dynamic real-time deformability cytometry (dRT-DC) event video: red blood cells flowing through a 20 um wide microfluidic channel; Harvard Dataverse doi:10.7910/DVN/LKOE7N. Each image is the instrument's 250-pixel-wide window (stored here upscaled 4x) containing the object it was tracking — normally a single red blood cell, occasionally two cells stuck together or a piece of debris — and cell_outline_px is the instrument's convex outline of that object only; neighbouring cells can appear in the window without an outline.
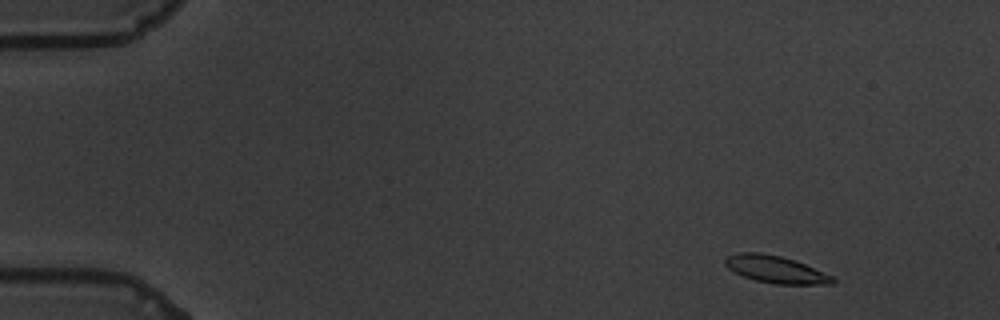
{"species": "common noctule bat (a hibernating species)", "species_latin": "Nyctalus noctula", "temperature_condition": "warm", "stored_images_in_passage": 57, "camera_frame_rate_fps": 3000, "um_per_image_px": 0.085, "animal": {"sex": "male", "body_mass_g": 19.5, "forearm_length_mm": 54.6}, "frame": {"image": 1, "passage_image": 4, "time_ms": 1.0, "image_size_px": [1000, 320], "cell_outline_px": [[836, 280], [832, 284], [776, 284], [756, 280], [744, 276], [728, 268], [724, 264], [724, 260], [728, 256], [740, 252], [760, 252], [780, 256], [804, 264], [832, 276]], "centroid_in_image_um": [65.91, 22.9], "position_along_channel_um": 19.1, "area_um2": 16.7}}
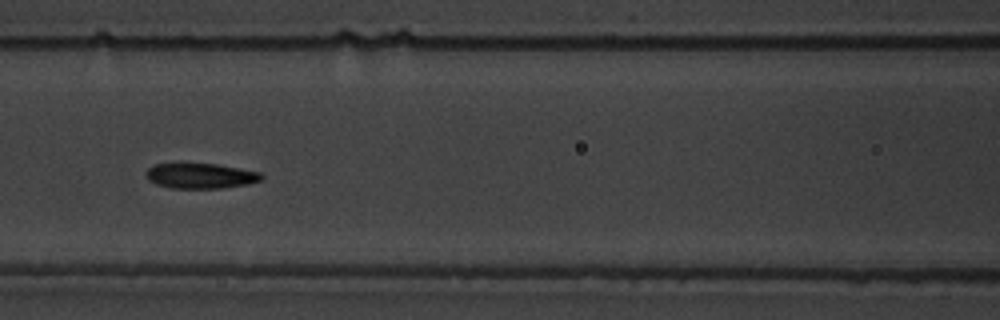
{"frame": {"image": 2, "passage_image": 25, "time_ms": 8.0, "image_size_px": [1000, 320], "cell_outline_px": [[264, 180], [248, 184], [224, 188], [172, 188], [156, 184], [148, 180], [148, 168], [152, 164], [216, 164], [240, 168], [260, 172], [264, 176]], "centroid_in_image_um": [17.11, 14.95], "position_along_channel_um": 149.5, "area_um2": 16.94}}
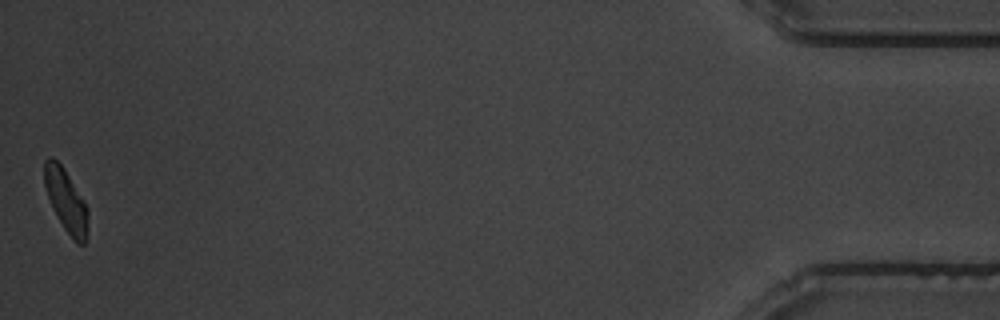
{"frame": {"image": 3, "passage_image": 57, "time_ms": 18.667, "image_size_px": [1000, 320], "cell_outline_px": [[88, 216], [84, 244], [76, 244], [72, 240], [64, 228], [48, 196], [44, 184], [44, 160], [48, 156], [52, 156], [64, 168], [84, 200], [88, 208]], "centroid_in_image_um": [5.61, 17.01], "position_along_channel_um": 429.6, "area_um2": 15.66}, "authors_computed_cell_mechanics": {"area_um2": 17.051, "velocity_mm_per_s": 3.4435, "shape_relaxation_time_tau1_ms": 4.8318, "shape_relaxation_time_tau2_ms": 1.5177, "deformation_change_tau1": 0.1845, "deformation_change_tau2": 0.0626}}